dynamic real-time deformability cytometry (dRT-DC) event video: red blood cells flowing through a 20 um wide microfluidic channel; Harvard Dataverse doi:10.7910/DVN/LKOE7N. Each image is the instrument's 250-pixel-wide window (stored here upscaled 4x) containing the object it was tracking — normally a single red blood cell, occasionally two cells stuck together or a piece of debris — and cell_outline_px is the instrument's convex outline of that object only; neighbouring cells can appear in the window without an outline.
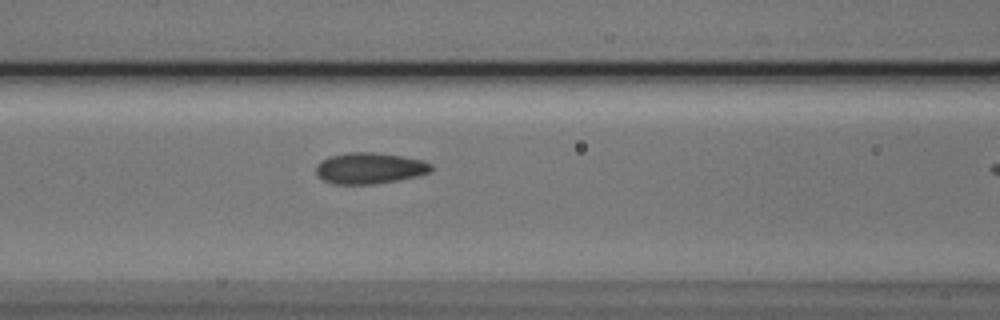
{"species": "Egyptian fruit bat (a non-hibernating species)", "species_latin": "Rousettus aegyptiacus", "temperature_condition": "cold", "stored_images_in_passage": 11, "camera_frame_rate_fps": 3000, "um_per_image_px": 0.085, "animal": {"sex": "male"}, "frame": {"image": 1, "passage_image": 10, "time_ms": 3.0, "image_size_px": [1000, 320], "cell_outline_px": [[432, 168], [428, 172], [416, 176], [376, 184], [332, 184], [324, 180], [316, 172], [316, 164], [328, 156], [348, 152], [376, 152], [404, 156], [424, 160], [432, 164]], "centroid_in_image_um": [31.41, 14.28], "position_along_channel_um": 135.2, "area_um2": 20.98}}